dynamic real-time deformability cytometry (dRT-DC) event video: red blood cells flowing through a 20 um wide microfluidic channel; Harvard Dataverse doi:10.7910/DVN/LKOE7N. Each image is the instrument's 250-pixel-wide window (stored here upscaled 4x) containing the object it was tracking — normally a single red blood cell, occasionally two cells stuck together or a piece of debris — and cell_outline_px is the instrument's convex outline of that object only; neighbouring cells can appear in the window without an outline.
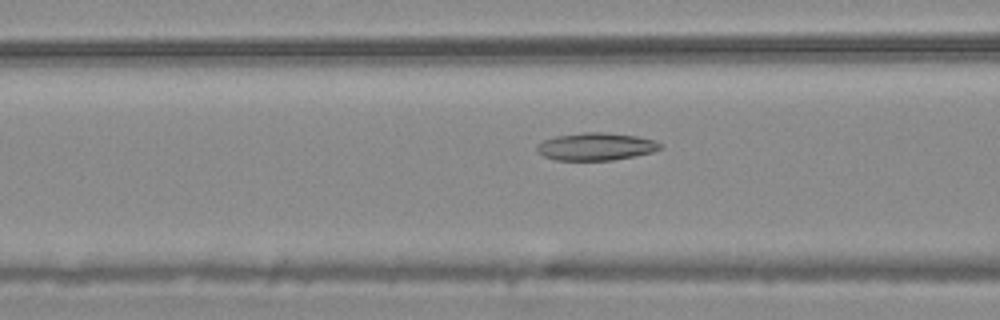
{"species": "common noctule bat (a hibernating species)", "species_latin": "Nyctalus noctula", "temperature_condition": "warm", "stored_images_in_passage": 55, "camera_frame_rate_fps": 3000, "um_per_image_px": 0.085, "animal": {"sex": "male", "body_mass_g": 20.4}, "frame": {"image": 1, "passage_image": 22, "time_ms": 7.0, "image_size_px": [1000, 320], "cell_outline_px": [[664, 148], [652, 152], [636, 156], [612, 160], [556, 160], [544, 156], [536, 152], [536, 144], [544, 140], [556, 136], [584, 132], [604, 132], [636, 136], [656, 140], [664, 144]], "centroid_in_image_um": [50.69, 12.46], "position_along_channel_um": 115.9, "area_um2": 20.06}}
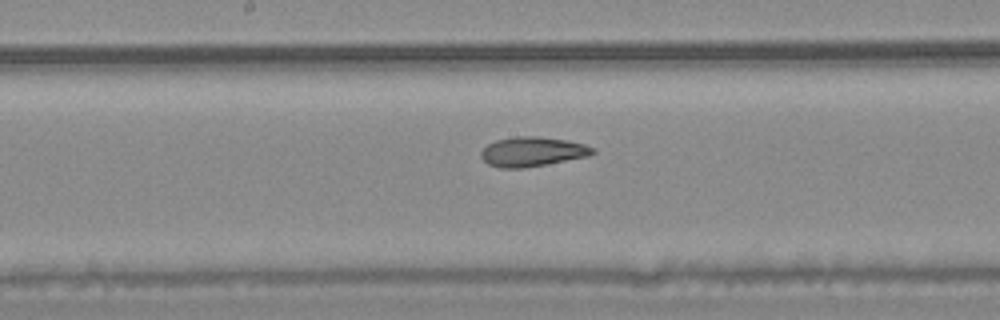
{"frame": {"image": 2, "passage_image": 29, "time_ms": 9.333, "image_size_px": [1000, 320], "cell_outline_px": [[596, 152], [588, 156], [524, 168], [500, 168], [488, 164], [480, 156], [480, 152], [488, 144], [496, 140], [516, 136], [536, 136], [568, 140], [584, 144], [596, 148]], "centroid_in_image_um": [45.26, 12.89], "position_along_channel_um": 202.9, "area_um2": 19.25}}
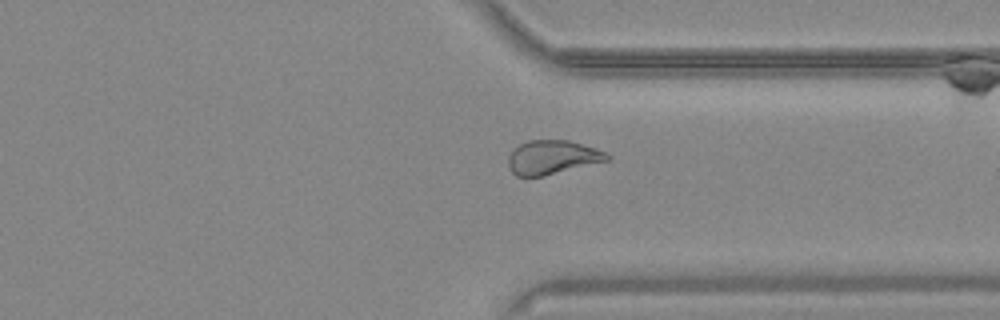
{"frame": {"image": 3, "passage_image": 42, "time_ms": 13.667, "image_size_px": [1000, 320], "cell_outline_px": [[612, 156], [608, 160], [544, 176], [516, 176], [508, 168], [508, 156], [520, 144], [528, 140], [568, 140], [596, 148]], "centroid_in_image_um": [46.94, 13.37], "position_along_channel_um": 364.5, "area_um2": 19.42}, "authors_computed_cell_mechanics": {"area_um2": 21.097, "velocity_mm_per_s": 3.7146, "shape_relaxation_time_tau1_ms": 11.3609, "shape_relaxation_time_tau2_ms": 2.1366, "deformation_change_tau1": 0.2286, "deformation_change_tau2": 0.0798}}